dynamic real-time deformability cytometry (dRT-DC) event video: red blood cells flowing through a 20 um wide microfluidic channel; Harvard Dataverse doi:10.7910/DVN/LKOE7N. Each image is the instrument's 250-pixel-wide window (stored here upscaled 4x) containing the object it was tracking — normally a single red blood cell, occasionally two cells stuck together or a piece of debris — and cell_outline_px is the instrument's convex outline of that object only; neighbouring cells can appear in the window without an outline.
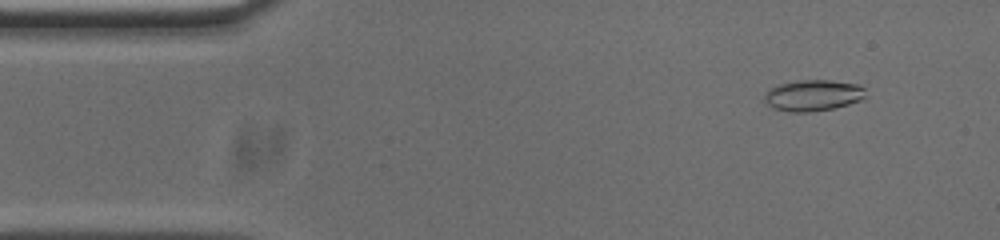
{"species": "common noctule bat (a hibernating species)", "species_latin": "Nyctalus noctula", "temperature_condition": "cold", "stored_images_in_passage": 53, "camera_frame_rate_fps": 3000, "um_per_image_px": 0.085, "animal": {"sex": "male", "body_mass_g": 20.0, "forearm_length_mm": 53.3}, "frame": {"image": 1, "passage_image": 5, "time_ms": 1.333, "image_size_px": [1000, 240], "cell_outline_px": [[864, 96], [860, 100], [836, 108], [808, 112], [792, 112], [772, 108], [764, 100], [764, 96], [772, 88], [780, 84], [800, 80], [828, 80], [856, 84], [864, 88]], "centroid_in_image_um": [69.1, 8.12], "position_along_channel_um": 15.9, "area_um2": 18.09}}
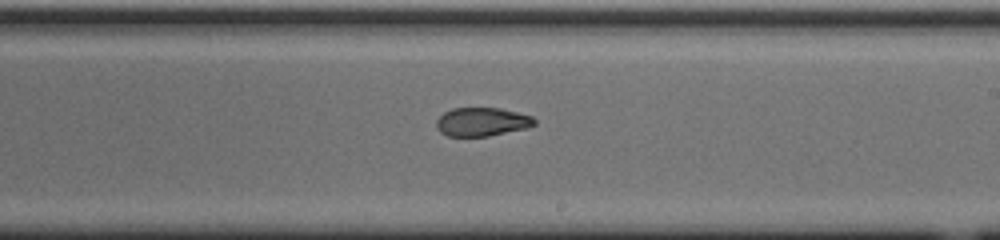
{"frame": {"image": 2, "passage_image": 30, "time_ms": 9.667, "image_size_px": [1000, 240], "cell_outline_px": [[536, 124], [524, 128], [488, 136], [448, 136], [440, 132], [436, 128], [436, 120], [444, 112], [452, 108], [500, 108], [532, 116], [536, 120]], "centroid_in_image_um": [40.93, 10.35], "position_along_channel_um": 248.1, "area_um2": 16.24}}
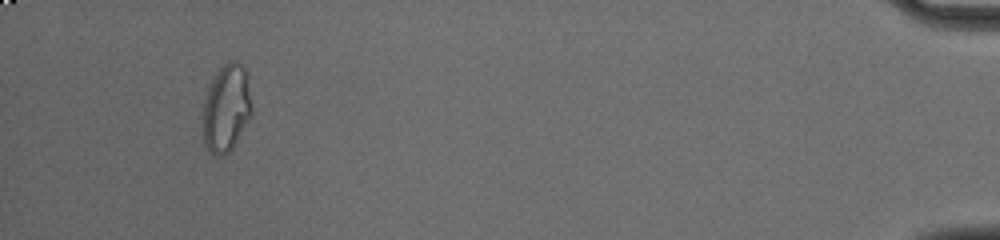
{"frame": {"image": 3, "passage_image": 50, "time_ms": 16.333, "image_size_px": [1000, 240], "cell_outline_px": [[252, 116], [232, 148], [224, 156], [216, 156], [208, 148], [204, 140], [204, 100], [208, 88], [216, 72], [224, 64], [232, 60], [236, 60], [244, 68], [252, 104]], "centroid_in_image_um": [19.26, 9.2], "position_along_channel_um": 415.9, "area_um2": 24.57}, "authors_computed_cell_mechanics": {"area_um2": 17.9758, "velocity_mm_per_s": 3.7562, "shape_relaxation_time_tau1_ms": null, "shape_relaxation_time_tau2_ms": 2.8262, "deformation_change_tau1": null, "deformation_change_tau2": 0.0699}}